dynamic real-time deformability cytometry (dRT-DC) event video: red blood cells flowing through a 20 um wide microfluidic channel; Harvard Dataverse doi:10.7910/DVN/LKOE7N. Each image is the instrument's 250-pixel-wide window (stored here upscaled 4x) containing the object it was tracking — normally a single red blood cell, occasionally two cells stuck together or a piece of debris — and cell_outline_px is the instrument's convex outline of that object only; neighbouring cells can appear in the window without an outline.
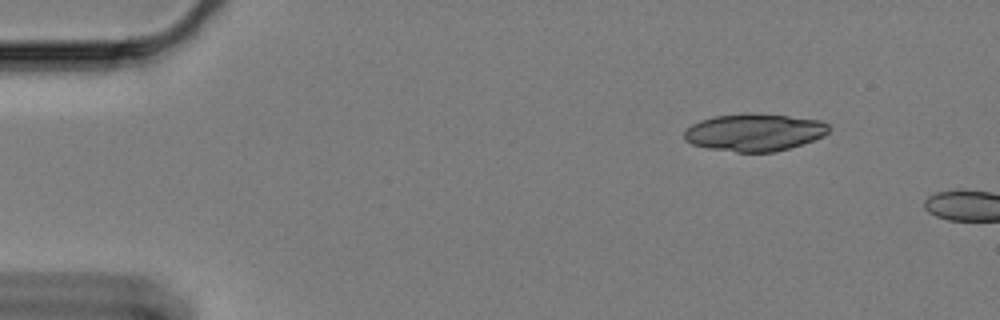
{"species": "Egyptian fruit bat (a non-hibernating species)", "species_latin": "Rousettus aegyptiacus", "temperature_condition": "cold", "stored_images_in_passage": 4, "camera_frame_rate_fps": 3000, "um_per_image_px": 0.085, "animal": {"sex": "female"}, "frame": {"image": 1, "passage_image": 1, "time_ms": 0.0, "image_size_px": [1000, 320], "cell_outline_px": [[832, 128], [824, 136], [788, 148], [772, 152], [736, 152], [708, 148], [692, 144], [684, 140], [684, 132], [692, 124], [700, 120], [712, 116], [744, 112], [788, 116], [820, 120], [828, 124]], "centroid_in_image_um": [64.1, 11.23], "position_along_channel_um": 20.9, "area_um2": 31.62}}